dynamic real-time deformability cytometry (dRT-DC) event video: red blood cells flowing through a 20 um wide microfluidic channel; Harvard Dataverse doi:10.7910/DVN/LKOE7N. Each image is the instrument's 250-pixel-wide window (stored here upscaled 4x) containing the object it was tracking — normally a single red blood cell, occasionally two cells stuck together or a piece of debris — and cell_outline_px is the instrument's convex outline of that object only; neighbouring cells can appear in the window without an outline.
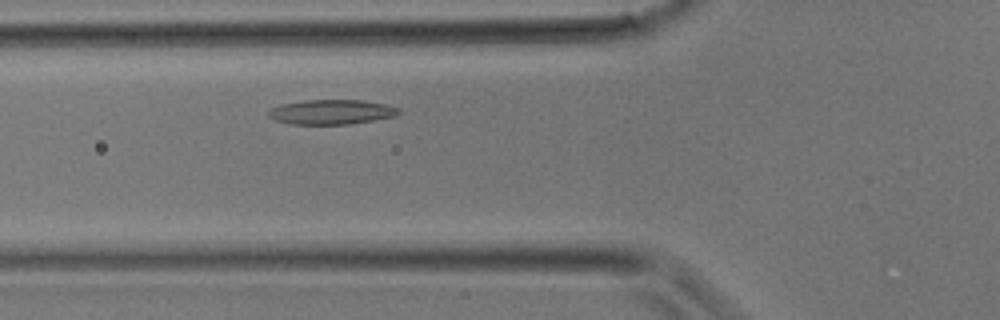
{"species": "common noctule bat (a hibernating species)", "species_latin": "Nyctalus noctula", "temperature_condition": "room temperature", "stored_images_in_passage": 25, "camera_frame_rate_fps": 3000, "um_per_image_px": 0.085, "animal": {"sex": "male", "body_mass_g": 17.9}, "frame": {"image": 1, "passage_image": 5, "time_ms": 1.333, "image_size_px": [1000, 320], "cell_outline_px": [[400, 112], [396, 116], [348, 124], [288, 124], [276, 120], [268, 116], [268, 108], [280, 104], [304, 100], [364, 100], [388, 104], [400, 108]], "centroid_in_image_um": [28.16, 9.51], "position_along_channel_um": 97.6, "area_um2": 18.96}}
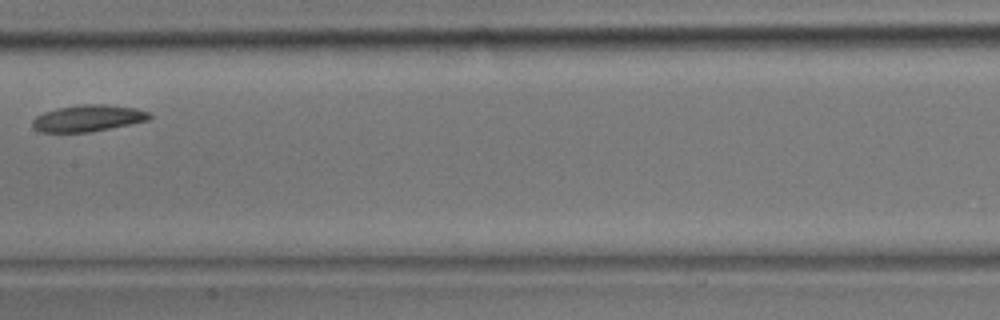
{"frame": {"image": 2, "passage_image": 10, "time_ms": 3.0, "image_size_px": [1000, 320], "cell_outline_px": [[152, 116], [148, 120], [92, 132], [40, 132], [32, 128], [32, 120], [36, 116], [44, 112], [60, 108], [80, 104], [104, 104], [136, 108], [148, 112]], "centroid_in_image_um": [7.46, 10.05], "position_along_channel_um": 199.9, "area_um2": 18.09}}
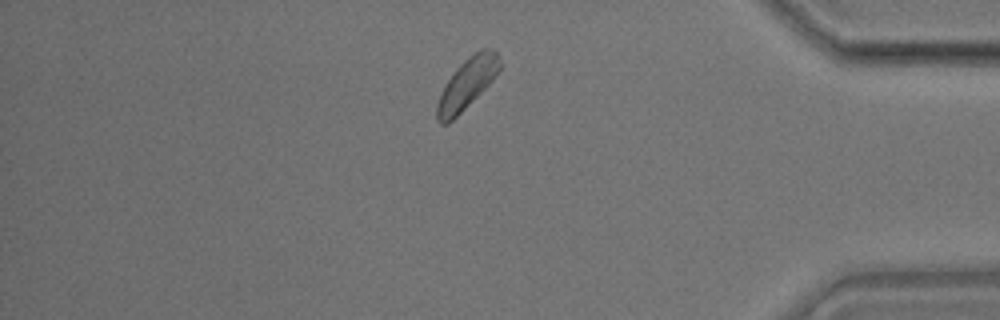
{"frame": {"image": 3, "passage_image": 21, "time_ms": 6.667, "image_size_px": [1000, 320], "cell_outline_px": [[500, 68], [496, 76], [448, 124], [440, 124], [436, 120], [436, 104], [452, 72], [468, 56], [480, 48], [492, 48], [496, 52], [500, 60]], "centroid_in_image_um": [39.69, 7.08], "position_along_channel_um": 395.5, "area_um2": 18.15}}